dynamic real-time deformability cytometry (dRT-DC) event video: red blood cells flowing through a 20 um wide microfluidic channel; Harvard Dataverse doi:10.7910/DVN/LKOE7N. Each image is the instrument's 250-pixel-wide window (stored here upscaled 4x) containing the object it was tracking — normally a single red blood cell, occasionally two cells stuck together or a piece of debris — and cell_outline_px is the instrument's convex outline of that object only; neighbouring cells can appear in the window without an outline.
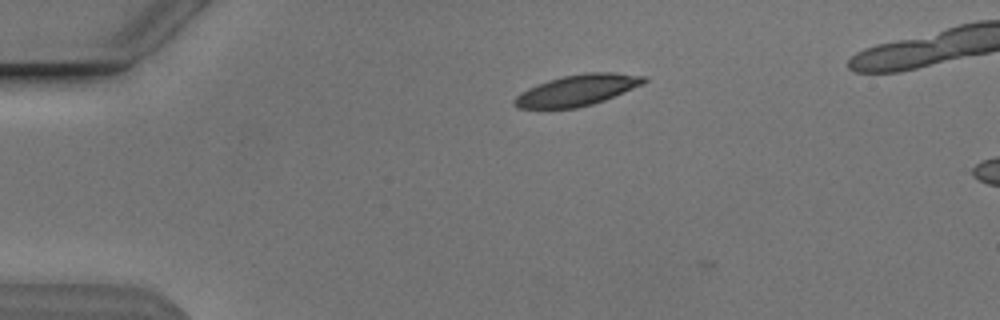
{"species": "Egyptian fruit bat (a non-hibernating species)", "species_latin": "Rousettus aegyptiacus", "temperature_condition": "cold", "stored_images_in_passage": 12, "camera_frame_rate_fps": 3000, "um_per_image_px": 0.085, "animal": {"sex": "male"}, "frame": {"image": 1, "passage_image": 9, "time_ms": 2.667, "image_size_px": [1000, 320], "cell_outline_px": [[648, 80], [644, 84], [604, 100], [592, 104], [576, 108], [516, 108], [512, 104], [512, 100], [520, 92], [528, 88], [548, 80], [564, 76], [584, 72], [616, 72], [644, 76]], "centroid_in_image_um": [49.06, 7.66], "position_along_channel_um": 35.9, "area_um2": 23.47}}